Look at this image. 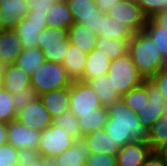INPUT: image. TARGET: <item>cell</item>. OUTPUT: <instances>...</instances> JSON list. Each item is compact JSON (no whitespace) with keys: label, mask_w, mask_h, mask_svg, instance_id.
I'll use <instances>...</instances> for the list:
<instances>
[{"label":"cell","mask_w":167,"mask_h":166,"mask_svg":"<svg viewBox=\"0 0 167 166\" xmlns=\"http://www.w3.org/2000/svg\"><path fill=\"white\" fill-rule=\"evenodd\" d=\"M104 130L114 143L125 144L148 142V130L140 123L139 117L120 99L108 109Z\"/></svg>","instance_id":"6da1fadb"},{"label":"cell","mask_w":167,"mask_h":166,"mask_svg":"<svg viewBox=\"0 0 167 166\" xmlns=\"http://www.w3.org/2000/svg\"><path fill=\"white\" fill-rule=\"evenodd\" d=\"M128 53L144 79H150L162 68L164 58L160 50L143 31L133 35Z\"/></svg>","instance_id":"7a4b0ae2"},{"label":"cell","mask_w":167,"mask_h":166,"mask_svg":"<svg viewBox=\"0 0 167 166\" xmlns=\"http://www.w3.org/2000/svg\"><path fill=\"white\" fill-rule=\"evenodd\" d=\"M107 75L111 80L113 90L122 97L145 80L138 72L131 56L128 54L113 59Z\"/></svg>","instance_id":"3957f363"},{"label":"cell","mask_w":167,"mask_h":166,"mask_svg":"<svg viewBox=\"0 0 167 166\" xmlns=\"http://www.w3.org/2000/svg\"><path fill=\"white\" fill-rule=\"evenodd\" d=\"M71 83L63 64L46 60L31 76V87L38 96L59 88H70Z\"/></svg>","instance_id":"277c9868"},{"label":"cell","mask_w":167,"mask_h":166,"mask_svg":"<svg viewBox=\"0 0 167 166\" xmlns=\"http://www.w3.org/2000/svg\"><path fill=\"white\" fill-rule=\"evenodd\" d=\"M69 94V110L77 118L81 117V114L100 113L104 109L101 106L99 97L86 81H72Z\"/></svg>","instance_id":"5b68a950"},{"label":"cell","mask_w":167,"mask_h":166,"mask_svg":"<svg viewBox=\"0 0 167 166\" xmlns=\"http://www.w3.org/2000/svg\"><path fill=\"white\" fill-rule=\"evenodd\" d=\"M69 44L67 29L46 28L38 36L37 47L43 51L46 61L62 64Z\"/></svg>","instance_id":"8992f818"},{"label":"cell","mask_w":167,"mask_h":166,"mask_svg":"<svg viewBox=\"0 0 167 166\" xmlns=\"http://www.w3.org/2000/svg\"><path fill=\"white\" fill-rule=\"evenodd\" d=\"M8 143L17 148L24 156L37 155L41 132L33 130L17 120L7 123Z\"/></svg>","instance_id":"52a82bcc"},{"label":"cell","mask_w":167,"mask_h":166,"mask_svg":"<svg viewBox=\"0 0 167 166\" xmlns=\"http://www.w3.org/2000/svg\"><path fill=\"white\" fill-rule=\"evenodd\" d=\"M73 141V137L51 124L41 132L37 156L52 160L69 149L73 145Z\"/></svg>","instance_id":"ba28073f"},{"label":"cell","mask_w":167,"mask_h":166,"mask_svg":"<svg viewBox=\"0 0 167 166\" xmlns=\"http://www.w3.org/2000/svg\"><path fill=\"white\" fill-rule=\"evenodd\" d=\"M48 28L47 14L45 12L29 11L15 27V32L24 48H37L38 36L41 31Z\"/></svg>","instance_id":"9c48e42d"},{"label":"cell","mask_w":167,"mask_h":166,"mask_svg":"<svg viewBox=\"0 0 167 166\" xmlns=\"http://www.w3.org/2000/svg\"><path fill=\"white\" fill-rule=\"evenodd\" d=\"M107 13L128 27L134 34L143 31L148 19L136 0L117 2Z\"/></svg>","instance_id":"30bf717a"},{"label":"cell","mask_w":167,"mask_h":166,"mask_svg":"<svg viewBox=\"0 0 167 166\" xmlns=\"http://www.w3.org/2000/svg\"><path fill=\"white\" fill-rule=\"evenodd\" d=\"M16 120L33 130L42 132L53 123V118L38 97L17 113Z\"/></svg>","instance_id":"8fae6325"},{"label":"cell","mask_w":167,"mask_h":166,"mask_svg":"<svg viewBox=\"0 0 167 166\" xmlns=\"http://www.w3.org/2000/svg\"><path fill=\"white\" fill-rule=\"evenodd\" d=\"M146 92L148 95V104L143 107L140 112H137L140 123L147 130L152 126L154 121L164 114V105L166 103L164 96L154 85L150 79H146Z\"/></svg>","instance_id":"7c38bea8"},{"label":"cell","mask_w":167,"mask_h":166,"mask_svg":"<svg viewBox=\"0 0 167 166\" xmlns=\"http://www.w3.org/2000/svg\"><path fill=\"white\" fill-rule=\"evenodd\" d=\"M29 11L28 0H0L1 29H15Z\"/></svg>","instance_id":"4fadbf2b"},{"label":"cell","mask_w":167,"mask_h":166,"mask_svg":"<svg viewBox=\"0 0 167 166\" xmlns=\"http://www.w3.org/2000/svg\"><path fill=\"white\" fill-rule=\"evenodd\" d=\"M152 152L148 142H131L121 147L116 155L117 166H141Z\"/></svg>","instance_id":"5bb4252c"},{"label":"cell","mask_w":167,"mask_h":166,"mask_svg":"<svg viewBox=\"0 0 167 166\" xmlns=\"http://www.w3.org/2000/svg\"><path fill=\"white\" fill-rule=\"evenodd\" d=\"M90 155V149L81 137L74 139L73 145L52 159V162L53 166H86V160Z\"/></svg>","instance_id":"9a60e30c"},{"label":"cell","mask_w":167,"mask_h":166,"mask_svg":"<svg viewBox=\"0 0 167 166\" xmlns=\"http://www.w3.org/2000/svg\"><path fill=\"white\" fill-rule=\"evenodd\" d=\"M31 86V77L16 64L2 66V85L9 93H20Z\"/></svg>","instance_id":"2e32d148"},{"label":"cell","mask_w":167,"mask_h":166,"mask_svg":"<svg viewBox=\"0 0 167 166\" xmlns=\"http://www.w3.org/2000/svg\"><path fill=\"white\" fill-rule=\"evenodd\" d=\"M23 47L14 29L0 30V65L14 64Z\"/></svg>","instance_id":"e0dca14e"},{"label":"cell","mask_w":167,"mask_h":166,"mask_svg":"<svg viewBox=\"0 0 167 166\" xmlns=\"http://www.w3.org/2000/svg\"><path fill=\"white\" fill-rule=\"evenodd\" d=\"M91 154H107L116 156L121 146L114 143L106 134L104 128L95 130L83 136Z\"/></svg>","instance_id":"ac0fdd59"},{"label":"cell","mask_w":167,"mask_h":166,"mask_svg":"<svg viewBox=\"0 0 167 166\" xmlns=\"http://www.w3.org/2000/svg\"><path fill=\"white\" fill-rule=\"evenodd\" d=\"M87 56L88 53L81 50L78 46L69 44L62 64L72 81L83 80Z\"/></svg>","instance_id":"d6986e66"},{"label":"cell","mask_w":167,"mask_h":166,"mask_svg":"<svg viewBox=\"0 0 167 166\" xmlns=\"http://www.w3.org/2000/svg\"><path fill=\"white\" fill-rule=\"evenodd\" d=\"M39 98L53 119L69 110V88L45 92Z\"/></svg>","instance_id":"ffe728a7"},{"label":"cell","mask_w":167,"mask_h":166,"mask_svg":"<svg viewBox=\"0 0 167 166\" xmlns=\"http://www.w3.org/2000/svg\"><path fill=\"white\" fill-rule=\"evenodd\" d=\"M111 59L102 50L94 48L90 53H88L83 81L88 82L92 78L107 74L109 66L111 64Z\"/></svg>","instance_id":"44dd1931"},{"label":"cell","mask_w":167,"mask_h":166,"mask_svg":"<svg viewBox=\"0 0 167 166\" xmlns=\"http://www.w3.org/2000/svg\"><path fill=\"white\" fill-rule=\"evenodd\" d=\"M98 35L81 23H73L68 29V40L71 44L78 46L86 53H90L94 48Z\"/></svg>","instance_id":"7402d4cb"},{"label":"cell","mask_w":167,"mask_h":166,"mask_svg":"<svg viewBox=\"0 0 167 166\" xmlns=\"http://www.w3.org/2000/svg\"><path fill=\"white\" fill-rule=\"evenodd\" d=\"M75 23L65 0L54 2L47 13L48 28L69 29Z\"/></svg>","instance_id":"603a6c76"},{"label":"cell","mask_w":167,"mask_h":166,"mask_svg":"<svg viewBox=\"0 0 167 166\" xmlns=\"http://www.w3.org/2000/svg\"><path fill=\"white\" fill-rule=\"evenodd\" d=\"M88 83L99 97L101 106L105 109L121 99L120 95L113 90L111 80L107 74L92 78Z\"/></svg>","instance_id":"cb8c5ba5"},{"label":"cell","mask_w":167,"mask_h":166,"mask_svg":"<svg viewBox=\"0 0 167 166\" xmlns=\"http://www.w3.org/2000/svg\"><path fill=\"white\" fill-rule=\"evenodd\" d=\"M134 33L121 22L112 18L107 12L101 16L100 32L98 36L112 39H132Z\"/></svg>","instance_id":"d4e9b609"},{"label":"cell","mask_w":167,"mask_h":166,"mask_svg":"<svg viewBox=\"0 0 167 166\" xmlns=\"http://www.w3.org/2000/svg\"><path fill=\"white\" fill-rule=\"evenodd\" d=\"M131 39H112L98 36L95 48L102 50L111 60L128 54L129 41Z\"/></svg>","instance_id":"484cf974"},{"label":"cell","mask_w":167,"mask_h":166,"mask_svg":"<svg viewBox=\"0 0 167 166\" xmlns=\"http://www.w3.org/2000/svg\"><path fill=\"white\" fill-rule=\"evenodd\" d=\"M44 54L41 49L37 48H24L21 54L17 57L14 64L19 66L24 72L28 73L30 77L39 69L44 63Z\"/></svg>","instance_id":"4316f807"},{"label":"cell","mask_w":167,"mask_h":166,"mask_svg":"<svg viewBox=\"0 0 167 166\" xmlns=\"http://www.w3.org/2000/svg\"><path fill=\"white\" fill-rule=\"evenodd\" d=\"M148 143L152 151H161L167 148V116L164 114L149 128Z\"/></svg>","instance_id":"83f0119b"},{"label":"cell","mask_w":167,"mask_h":166,"mask_svg":"<svg viewBox=\"0 0 167 166\" xmlns=\"http://www.w3.org/2000/svg\"><path fill=\"white\" fill-rule=\"evenodd\" d=\"M75 23H81L95 15L98 10L95 0H65Z\"/></svg>","instance_id":"f1b7e54d"},{"label":"cell","mask_w":167,"mask_h":166,"mask_svg":"<svg viewBox=\"0 0 167 166\" xmlns=\"http://www.w3.org/2000/svg\"><path fill=\"white\" fill-rule=\"evenodd\" d=\"M143 32L155 43L163 58H167V28L148 18Z\"/></svg>","instance_id":"f546056e"},{"label":"cell","mask_w":167,"mask_h":166,"mask_svg":"<svg viewBox=\"0 0 167 166\" xmlns=\"http://www.w3.org/2000/svg\"><path fill=\"white\" fill-rule=\"evenodd\" d=\"M107 117L108 110L105 108L100 113L81 114V117H78V122L80 123L79 127L82 137L95 130L104 128Z\"/></svg>","instance_id":"4dcf8cb0"},{"label":"cell","mask_w":167,"mask_h":166,"mask_svg":"<svg viewBox=\"0 0 167 166\" xmlns=\"http://www.w3.org/2000/svg\"><path fill=\"white\" fill-rule=\"evenodd\" d=\"M121 100L126 106L132 110L135 114L140 112L144 106L148 104V95L146 92V79L143 83L127 92L121 97Z\"/></svg>","instance_id":"1f68e13d"},{"label":"cell","mask_w":167,"mask_h":166,"mask_svg":"<svg viewBox=\"0 0 167 166\" xmlns=\"http://www.w3.org/2000/svg\"><path fill=\"white\" fill-rule=\"evenodd\" d=\"M52 124L61 128L65 133L74 139L82 137L78 118L75 117L70 110L54 118Z\"/></svg>","instance_id":"d6a6232c"},{"label":"cell","mask_w":167,"mask_h":166,"mask_svg":"<svg viewBox=\"0 0 167 166\" xmlns=\"http://www.w3.org/2000/svg\"><path fill=\"white\" fill-rule=\"evenodd\" d=\"M13 96L6 89L0 87V121L9 123L16 120L17 112L12 103Z\"/></svg>","instance_id":"836d02e7"},{"label":"cell","mask_w":167,"mask_h":166,"mask_svg":"<svg viewBox=\"0 0 167 166\" xmlns=\"http://www.w3.org/2000/svg\"><path fill=\"white\" fill-rule=\"evenodd\" d=\"M24 155L10 143L0 146V166H22Z\"/></svg>","instance_id":"e575fe53"},{"label":"cell","mask_w":167,"mask_h":166,"mask_svg":"<svg viewBox=\"0 0 167 166\" xmlns=\"http://www.w3.org/2000/svg\"><path fill=\"white\" fill-rule=\"evenodd\" d=\"M12 96V103L15 106L17 113L22 111L29 103L39 97L31 86L23 89L20 93L12 94Z\"/></svg>","instance_id":"d590c367"},{"label":"cell","mask_w":167,"mask_h":166,"mask_svg":"<svg viewBox=\"0 0 167 166\" xmlns=\"http://www.w3.org/2000/svg\"><path fill=\"white\" fill-rule=\"evenodd\" d=\"M147 18H152L156 13L167 11V0H136Z\"/></svg>","instance_id":"8d00e7d4"},{"label":"cell","mask_w":167,"mask_h":166,"mask_svg":"<svg viewBox=\"0 0 167 166\" xmlns=\"http://www.w3.org/2000/svg\"><path fill=\"white\" fill-rule=\"evenodd\" d=\"M86 166H117L116 156L107 154H91L86 160Z\"/></svg>","instance_id":"74e56055"},{"label":"cell","mask_w":167,"mask_h":166,"mask_svg":"<svg viewBox=\"0 0 167 166\" xmlns=\"http://www.w3.org/2000/svg\"><path fill=\"white\" fill-rule=\"evenodd\" d=\"M105 12H102L101 10H96L95 15L86 19L85 21H82L81 24L86 27L87 29H90L93 33L96 35H99L100 32V24H101V16Z\"/></svg>","instance_id":"f35d334b"},{"label":"cell","mask_w":167,"mask_h":166,"mask_svg":"<svg viewBox=\"0 0 167 166\" xmlns=\"http://www.w3.org/2000/svg\"><path fill=\"white\" fill-rule=\"evenodd\" d=\"M154 85L164 96L165 101L167 102V73L162 72L161 70L150 78Z\"/></svg>","instance_id":"ab89813d"},{"label":"cell","mask_w":167,"mask_h":166,"mask_svg":"<svg viewBox=\"0 0 167 166\" xmlns=\"http://www.w3.org/2000/svg\"><path fill=\"white\" fill-rule=\"evenodd\" d=\"M30 4V11L45 12L48 13V10L51 8L54 2L60 0H28Z\"/></svg>","instance_id":"60d3db41"},{"label":"cell","mask_w":167,"mask_h":166,"mask_svg":"<svg viewBox=\"0 0 167 166\" xmlns=\"http://www.w3.org/2000/svg\"><path fill=\"white\" fill-rule=\"evenodd\" d=\"M22 166H53L52 160L37 155L25 156Z\"/></svg>","instance_id":"b9f144b4"},{"label":"cell","mask_w":167,"mask_h":166,"mask_svg":"<svg viewBox=\"0 0 167 166\" xmlns=\"http://www.w3.org/2000/svg\"><path fill=\"white\" fill-rule=\"evenodd\" d=\"M141 166H164L162 154L159 151H152Z\"/></svg>","instance_id":"7bdbcfd3"},{"label":"cell","mask_w":167,"mask_h":166,"mask_svg":"<svg viewBox=\"0 0 167 166\" xmlns=\"http://www.w3.org/2000/svg\"><path fill=\"white\" fill-rule=\"evenodd\" d=\"M97 8L102 12H107L117 2L128 1V0H95Z\"/></svg>","instance_id":"ee69618b"},{"label":"cell","mask_w":167,"mask_h":166,"mask_svg":"<svg viewBox=\"0 0 167 166\" xmlns=\"http://www.w3.org/2000/svg\"><path fill=\"white\" fill-rule=\"evenodd\" d=\"M152 19L158 24L163 26V28H167V11H161L156 13Z\"/></svg>","instance_id":"f6af8a7d"},{"label":"cell","mask_w":167,"mask_h":166,"mask_svg":"<svg viewBox=\"0 0 167 166\" xmlns=\"http://www.w3.org/2000/svg\"><path fill=\"white\" fill-rule=\"evenodd\" d=\"M8 143L7 123L0 121V146Z\"/></svg>","instance_id":"bcb514c9"},{"label":"cell","mask_w":167,"mask_h":166,"mask_svg":"<svg viewBox=\"0 0 167 166\" xmlns=\"http://www.w3.org/2000/svg\"><path fill=\"white\" fill-rule=\"evenodd\" d=\"M162 154L163 160H164V166H167V149H163L159 151Z\"/></svg>","instance_id":"7dc6e473"},{"label":"cell","mask_w":167,"mask_h":166,"mask_svg":"<svg viewBox=\"0 0 167 166\" xmlns=\"http://www.w3.org/2000/svg\"><path fill=\"white\" fill-rule=\"evenodd\" d=\"M161 71L167 73V58H164Z\"/></svg>","instance_id":"c3c4849f"},{"label":"cell","mask_w":167,"mask_h":166,"mask_svg":"<svg viewBox=\"0 0 167 166\" xmlns=\"http://www.w3.org/2000/svg\"><path fill=\"white\" fill-rule=\"evenodd\" d=\"M2 85V66L0 65V87Z\"/></svg>","instance_id":"681fc988"},{"label":"cell","mask_w":167,"mask_h":166,"mask_svg":"<svg viewBox=\"0 0 167 166\" xmlns=\"http://www.w3.org/2000/svg\"><path fill=\"white\" fill-rule=\"evenodd\" d=\"M164 115L167 116V102L164 105Z\"/></svg>","instance_id":"f907efd6"}]
</instances>
